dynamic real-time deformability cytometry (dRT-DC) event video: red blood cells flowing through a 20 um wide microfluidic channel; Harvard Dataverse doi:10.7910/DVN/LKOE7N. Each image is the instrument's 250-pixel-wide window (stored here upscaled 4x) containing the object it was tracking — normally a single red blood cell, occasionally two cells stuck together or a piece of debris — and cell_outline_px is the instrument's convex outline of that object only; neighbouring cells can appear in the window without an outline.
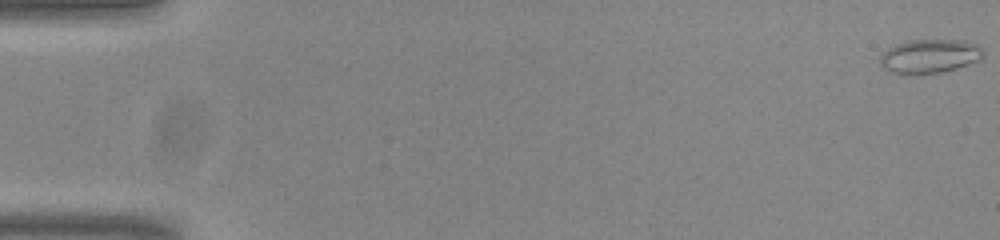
{"species": "common noctule bat (a hibernating species)", "species_latin": "Nyctalus noctula", "temperature_condition": "room temperature", "stored_images_in_passage": 15, "camera_frame_rate_fps": 3000, "um_per_image_px": 0.085, "animal": {"sex": "male", "body_mass_g": 20.0, "forearm_length_mm": 53.3}, "frame": {"image": 1, "passage_image": 1, "time_ms": 0.0, "image_size_px": [1000, 240], "cell_outline_px": [[984, 56], [980, 60], [956, 68], [940, 72], [892, 72], [884, 68], [880, 64], [880, 56], [888, 48], [896, 44], [908, 40], [960, 40], [976, 44], [984, 48]], "centroid_in_image_um": [79.07, 4.74], "position_along_channel_um": 5.9, "area_um2": 19.94}}